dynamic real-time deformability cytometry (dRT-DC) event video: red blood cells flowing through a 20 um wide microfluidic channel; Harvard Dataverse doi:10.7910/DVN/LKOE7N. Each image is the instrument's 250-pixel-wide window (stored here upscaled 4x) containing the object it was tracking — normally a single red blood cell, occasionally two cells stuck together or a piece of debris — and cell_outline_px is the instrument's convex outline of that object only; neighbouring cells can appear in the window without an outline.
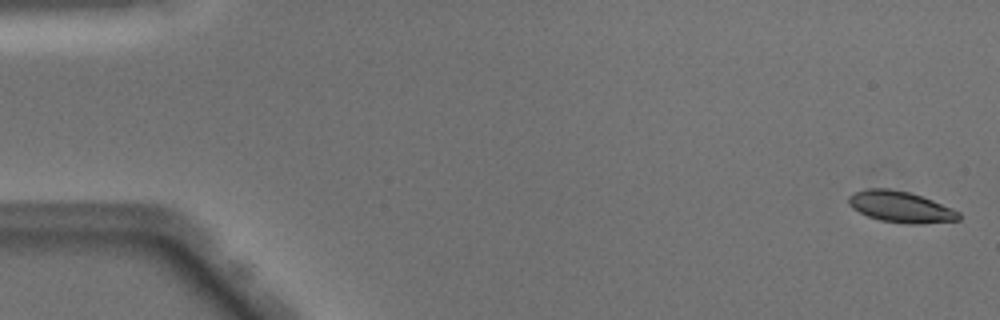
{"species": "Egyptian fruit bat (a non-hibernating species)", "species_latin": "Rousettus aegyptiacus", "temperature_condition": "warm", "stored_images_in_passage": 50, "camera_frame_rate_fps": 3000, "um_per_image_px": 0.085, "animal": {"sex": "male"}, "frame": {"image": 1, "passage_image": 1, "time_ms": 0.0, "image_size_px": [1000, 320], "cell_outline_px": [[960, 220], [920, 224], [908, 224], [880, 220], [868, 216], [852, 208], [848, 204], [848, 196], [852, 192], [868, 188], [892, 188], [908, 192], [932, 200], [952, 208], [960, 212]], "centroid_in_image_um": [76.53, 17.58], "position_along_channel_um": 8.5, "area_um2": 20.11}}
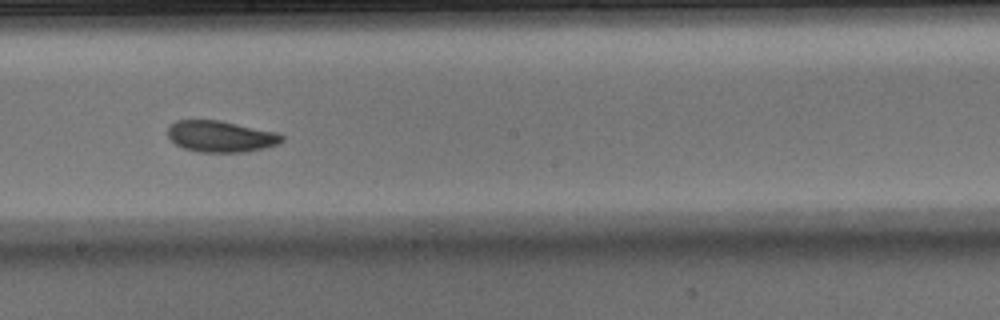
{"frame": {"image": 2, "passage_image": 28, "time_ms": 9.0, "image_size_px": [1000, 320], "cell_outline_px": [[284, 140], [276, 144], [264, 148], [248, 152], [200, 152], [184, 148], [176, 144], [168, 136], [168, 124], [176, 120], [220, 120], [276, 132], [284, 136]], "centroid_in_image_um": [18.75, 11.59], "position_along_channel_um": 229.5, "area_um2": 20.87}}
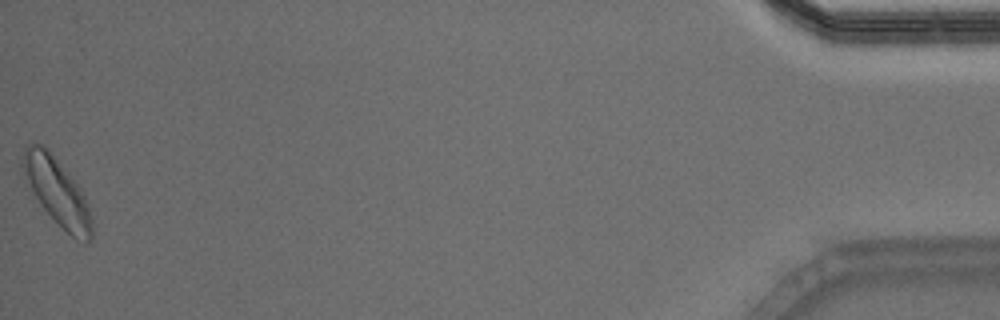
{"frame": {"image": 3, "passage_image": 50, "time_ms": 16.333, "image_size_px": [1000, 320], "cell_outline_px": [[92, 236], [88, 244], [84, 244], [72, 236], [40, 204], [24, 184], [20, 164], [20, 156], [24, 144], [44, 144], [48, 148], [68, 172], [80, 188], [84, 196], [88, 208], [92, 224]], "centroid_in_image_um": [4.76, 16.2], "position_along_channel_um": 430.4, "area_um2": 27.4}, "authors_computed_cell_mechanics": {"area_um2": 20.9814, "velocity_mm_per_s": 4.0422, "shape_relaxation_time_tau1_ms": 1.9485, "shape_relaxation_time_tau2_ms": 5.974, "deformation_change_tau1": 0.1203, "deformation_change_tau2": 0.1298}}